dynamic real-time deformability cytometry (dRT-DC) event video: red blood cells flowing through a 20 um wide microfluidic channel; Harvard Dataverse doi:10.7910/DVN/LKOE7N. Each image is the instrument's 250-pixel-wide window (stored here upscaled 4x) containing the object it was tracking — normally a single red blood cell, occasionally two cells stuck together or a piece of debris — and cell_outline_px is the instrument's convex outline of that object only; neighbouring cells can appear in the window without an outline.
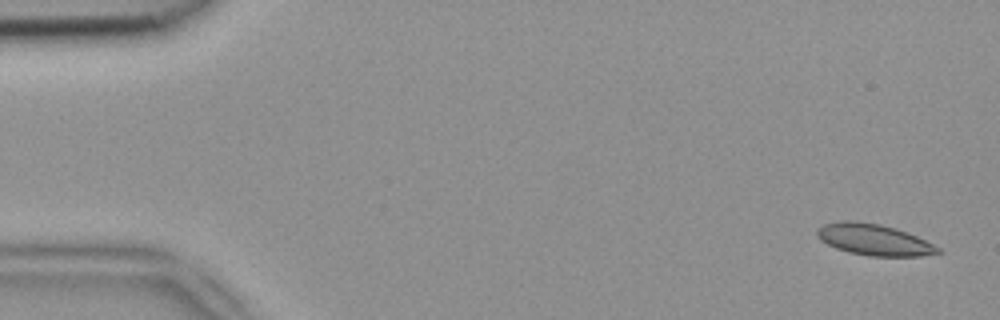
{"species": "common noctule bat (a hibernating species)", "species_latin": "Nyctalus noctula", "temperature_condition": "room temperature", "stored_images_in_passage": 51, "camera_frame_rate_fps": 3000, "um_per_image_px": 0.085, "animal": {"sex": "female", "body_mass_g": 18.4}, "frame": {"image": 1, "passage_image": 1, "time_ms": 0.0, "image_size_px": [1000, 320], "cell_outline_px": [[944, 252], [920, 256], [868, 256], [848, 252], [836, 248], [820, 240], [816, 236], [816, 232], [824, 224], [840, 220], [856, 220], [880, 224], [896, 228], [916, 236], [940, 248]], "centroid_in_image_um": [74.27, 20.37], "position_along_channel_um": 10.7, "area_um2": 22.08}}
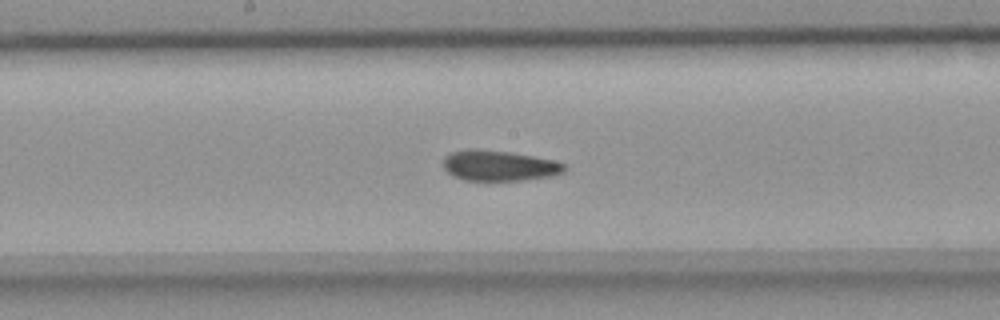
{"frame": {"image": 2, "passage_image": 26, "time_ms": 8.333, "image_size_px": [1000, 320], "cell_outline_px": [[568, 168], [564, 172], [552, 176], [524, 180], [464, 180], [452, 176], [444, 168], [444, 156], [452, 152], [472, 148], [476, 148], [508, 152], [532, 156], [552, 160], [568, 164]], "centroid_in_image_um": [42.45, 14.08], "position_along_channel_um": 205.8, "area_um2": 21.62}}
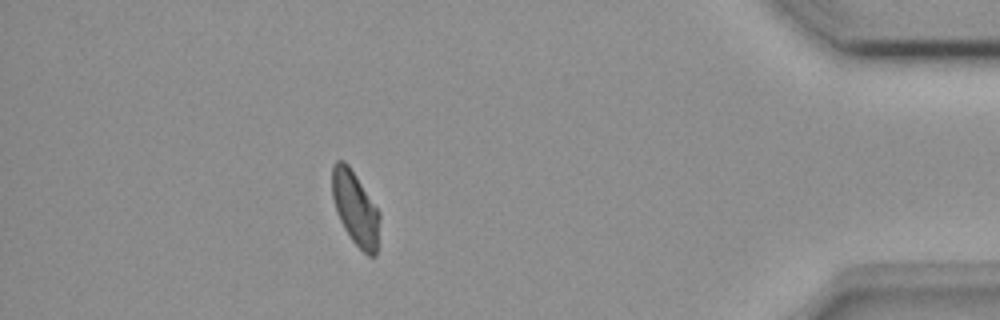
{"frame": {"image": 3, "passage_image": 45, "time_ms": 14.667, "image_size_px": [1000, 320], "cell_outline_px": [[380, 220], [376, 256], [368, 256], [352, 240], [344, 228], [336, 212], [332, 196], [332, 164], [336, 160], [344, 160], [348, 164], [380, 212]], "centroid_in_image_um": [30.2, 17.7], "position_along_channel_um": 405.0, "area_um2": 20.4}, "authors_computed_cell_mechanics": {"area_um2": 21.8484, "velocity_mm_per_s": 3.8993, "shape_relaxation_time_tau1_ms": null, "shape_relaxation_time_tau2_ms": 3.6147, "deformation_change_tau1": null, "deformation_change_tau2": 0.0906}}